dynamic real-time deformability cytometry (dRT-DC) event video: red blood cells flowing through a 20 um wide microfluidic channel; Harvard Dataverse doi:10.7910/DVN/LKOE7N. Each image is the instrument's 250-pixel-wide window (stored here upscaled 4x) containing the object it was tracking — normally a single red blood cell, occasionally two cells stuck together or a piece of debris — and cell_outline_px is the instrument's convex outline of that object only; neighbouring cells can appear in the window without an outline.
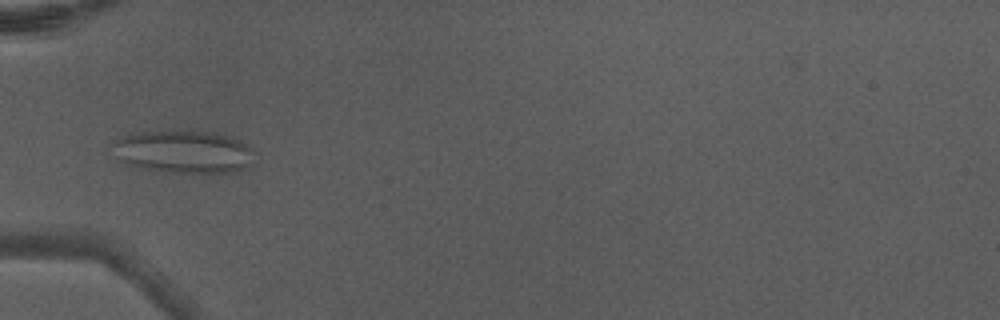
{"species": "Egyptian fruit bat (a non-hibernating species)", "species_latin": "Rousettus aegyptiacus", "temperature_condition": "warm", "stored_images_in_passage": 6, "camera_frame_rate_fps": 3000, "um_per_image_px": 0.085, "animal": {"sex": "male"}, "frame": {"image": 1, "passage_image": 6, "time_ms": 1.667, "image_size_px": [1000, 320], "cell_outline_px": [[252, 164], [248, 168], [236, 172], [200, 176], [164, 172], [144, 168], [128, 164], [120, 160], [116, 144], [116, 140], [124, 136], [144, 132], [212, 132], [232, 136], [252, 144]], "centroid_in_image_um": [15.8, 12.97], "position_along_channel_um": 69.2, "area_um2": 35.78}}